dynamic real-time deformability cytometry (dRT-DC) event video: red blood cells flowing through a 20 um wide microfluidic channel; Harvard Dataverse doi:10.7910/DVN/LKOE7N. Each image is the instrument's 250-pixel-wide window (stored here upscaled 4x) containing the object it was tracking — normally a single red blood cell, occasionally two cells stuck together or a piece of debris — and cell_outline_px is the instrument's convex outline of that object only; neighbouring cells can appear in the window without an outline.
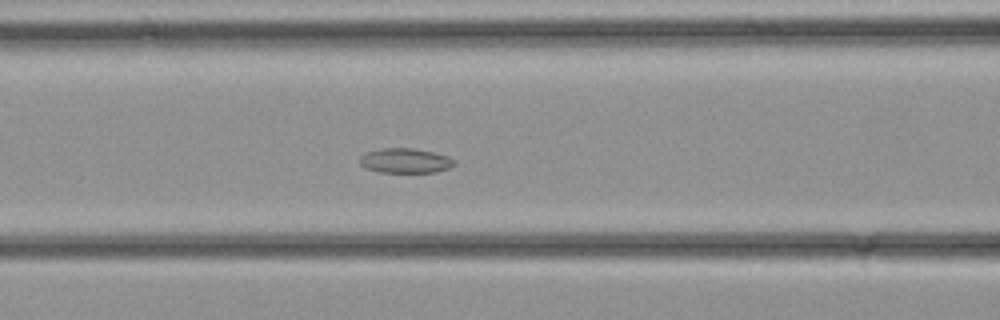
{"species": "common noctule bat (a hibernating species)", "species_latin": "Nyctalus noctula", "temperature_condition": "cold", "stored_images_in_passage": 38, "camera_frame_rate_fps": 3000, "um_per_image_px": 0.085, "animal": {"sex": "female", "body_mass_g": 21.9}, "frame": {"image": 1, "passage_image": 16, "time_ms": 5.0, "image_size_px": [1000, 320], "cell_outline_px": [[456, 164], [448, 168], [436, 172], [380, 172], [364, 168], [360, 164], [360, 156], [368, 152], [380, 148], [412, 148], [432, 152], [448, 156], [456, 160]], "centroid_in_image_um": [34.45, 13.66], "position_along_channel_um": 132.1, "area_um2": 13.64}}
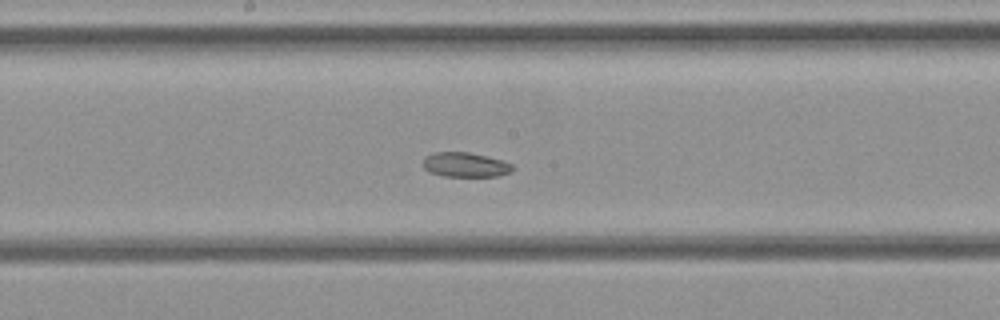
{"frame": {"image": 2, "passage_image": 20, "time_ms": 6.333, "image_size_px": [1000, 320], "cell_outline_px": [[512, 172], [500, 176], [444, 176], [428, 172], [424, 168], [424, 156], [432, 152], [468, 152], [488, 156], [512, 164]], "centroid_in_image_um": [39.53, 14.0], "position_along_channel_um": 208.7, "area_um2": 12.89}}
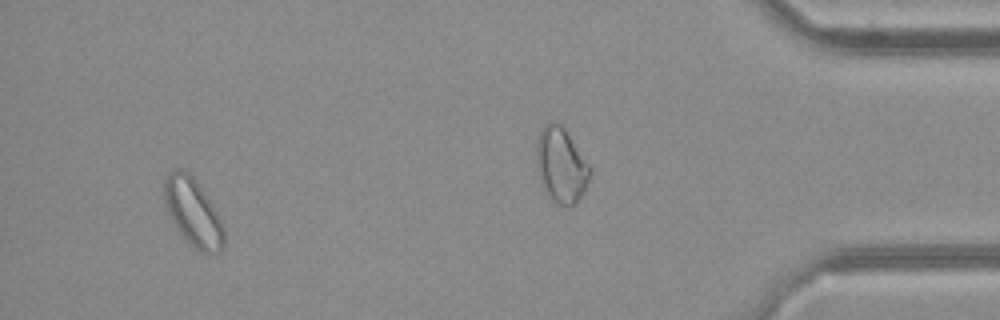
{"frame": {"image": 3, "passage_image": 35, "time_ms": 11.333, "image_size_px": [1000, 320], "cell_outline_px": [[224, 244], [220, 252], [200, 252], [192, 248], [176, 228], [164, 204], [164, 180], [176, 168], [180, 168], [188, 172], [196, 180], [212, 204], [224, 228]], "centroid_in_image_um": [16.4, 18.06], "position_along_channel_um": 418.8, "area_um2": 23.41}}